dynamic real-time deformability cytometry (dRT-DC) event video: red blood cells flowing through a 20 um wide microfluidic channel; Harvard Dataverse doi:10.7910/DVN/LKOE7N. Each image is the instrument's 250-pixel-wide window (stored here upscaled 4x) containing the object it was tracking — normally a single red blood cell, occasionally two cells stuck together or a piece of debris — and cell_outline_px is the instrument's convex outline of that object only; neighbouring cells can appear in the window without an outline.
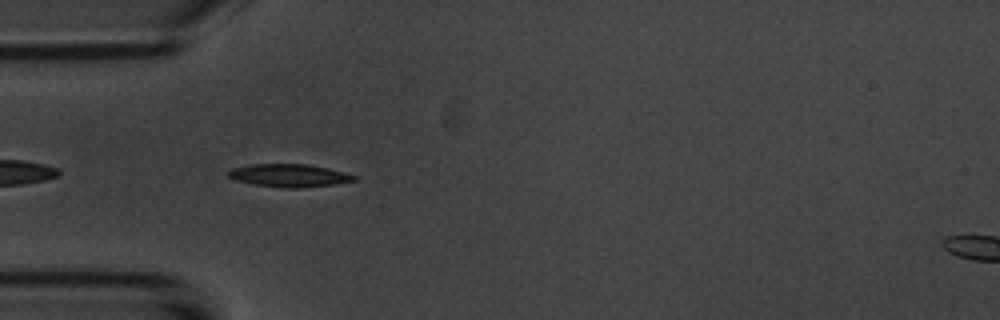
{"species": "common noctule bat (a hibernating species)", "species_latin": "Nyctalus noctula", "temperature_condition": "room temperature", "stored_images_in_passage": 5, "camera_frame_rate_fps": 3000, "um_per_image_px": 0.085, "animal": {"sex": "male", "body_mass_g": 20.1, "forearm_length_mm": 53.5}, "frame": {"image": 1, "passage_image": 4, "time_ms": 3.667, "image_size_px": [1000, 320], "cell_outline_px": [[356, 180], [332, 184], [300, 188], [284, 188], [256, 184], [236, 180], [228, 176], [228, 172], [232, 168], [252, 164], [308, 164], [328, 168], [344, 172], [356, 176]], "centroid_in_image_um": [24.58, 14.91], "position_along_channel_um": 60.4, "area_um2": 16.53}}